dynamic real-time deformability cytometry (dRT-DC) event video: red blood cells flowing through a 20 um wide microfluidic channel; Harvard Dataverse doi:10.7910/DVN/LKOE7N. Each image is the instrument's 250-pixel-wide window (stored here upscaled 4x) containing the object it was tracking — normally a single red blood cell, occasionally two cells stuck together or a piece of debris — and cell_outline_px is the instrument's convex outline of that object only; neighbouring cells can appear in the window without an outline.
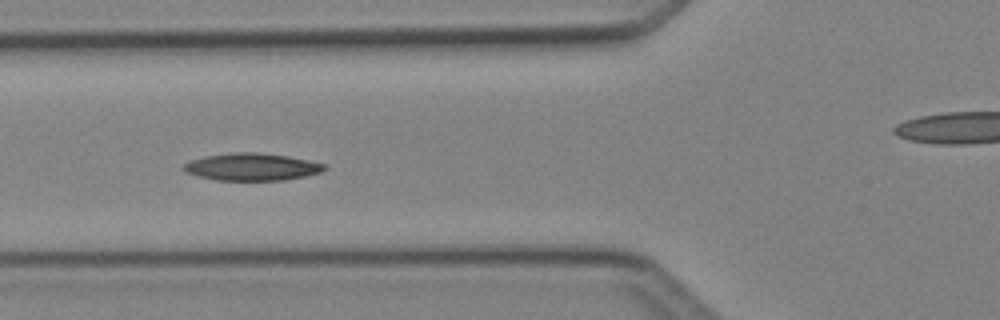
{"species": "Egyptian fruit bat (a non-hibernating species)", "species_latin": "Rousettus aegyptiacus", "temperature_condition": "cold", "stored_images_in_passage": 4, "camera_frame_rate_fps": 3000, "um_per_image_px": 0.085, "animal": {"sex": "female"}, "frame": {"image": 1, "passage_image": 4, "time_ms": 3.333, "image_size_px": [1000, 320], "cell_outline_px": [[328, 168], [320, 172], [304, 176], [284, 180], [216, 180], [184, 172], [184, 164], [188, 160], [204, 156], [232, 152], [256, 152], [288, 156], [308, 160], [324, 164]], "centroid_in_image_um": [21.38, 14.17], "position_along_channel_um": 104.4, "area_um2": 22.37}}